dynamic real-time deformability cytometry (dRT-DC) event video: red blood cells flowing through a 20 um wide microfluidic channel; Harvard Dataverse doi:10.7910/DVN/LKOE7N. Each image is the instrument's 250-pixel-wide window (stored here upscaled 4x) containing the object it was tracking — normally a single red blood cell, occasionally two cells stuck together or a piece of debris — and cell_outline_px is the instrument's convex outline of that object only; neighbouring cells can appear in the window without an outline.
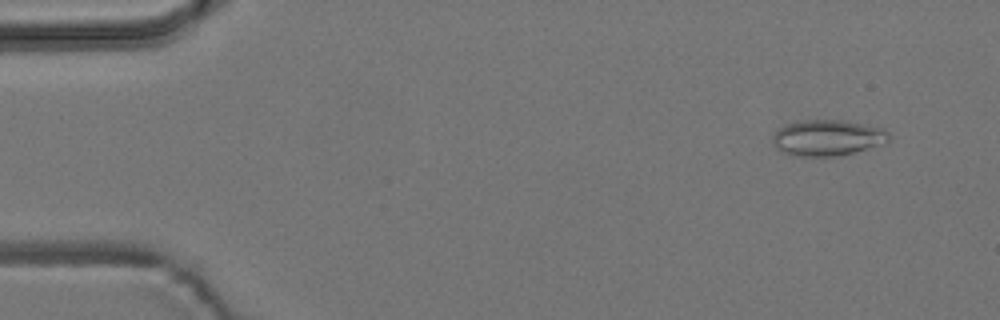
{"species": "common noctule bat (a hibernating species)", "species_latin": "Nyctalus noctula", "temperature_condition": "room temperature", "stored_images_in_passage": 3, "camera_frame_rate_fps": 3000, "um_per_image_px": 0.085, "animal": {"sex": "male", "body_mass_g": 19.2, "forearm_length_mm": 51.8}, "frame": {"image": 1, "passage_image": 1, "time_ms": 0.0, "image_size_px": [1000, 320], "cell_outline_px": [[892, 136], [888, 144], [836, 156], [796, 156], [780, 152], [772, 144], [772, 136], [784, 124], [796, 120], [840, 120], [884, 128]], "centroid_in_image_um": [70.35, 11.71], "position_along_channel_um": 14.7, "area_um2": 24.8}}